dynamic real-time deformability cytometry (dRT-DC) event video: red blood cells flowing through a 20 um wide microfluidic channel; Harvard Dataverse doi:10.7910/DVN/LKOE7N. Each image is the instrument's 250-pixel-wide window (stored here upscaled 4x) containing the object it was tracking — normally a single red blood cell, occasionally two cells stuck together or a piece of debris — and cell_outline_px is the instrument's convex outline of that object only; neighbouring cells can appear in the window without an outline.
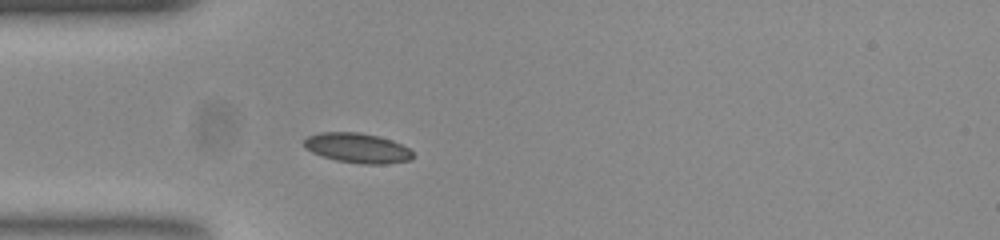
{"species": "common noctule bat (a hibernating species)", "species_latin": "Nyctalus noctula", "temperature_condition": "room temperature", "stored_images_in_passage": 39, "camera_frame_rate_fps": 3000, "um_per_image_px": 0.085, "animal": {"sex": "female", "body_mass_g": 23.0, "forearm_length_mm": 53.4}, "frame": {"image": 1, "passage_image": 1, "time_ms": 0.0, "image_size_px": [1000, 240], "cell_outline_px": [[412, 160], [384, 164], [360, 164], [336, 160], [312, 152], [304, 148], [304, 140], [308, 136], [320, 132], [360, 132], [380, 136], [392, 140], [408, 148], [412, 152]], "centroid_in_image_um": [30.38, 12.57], "position_along_channel_um": 54.6, "area_um2": 18.96}}
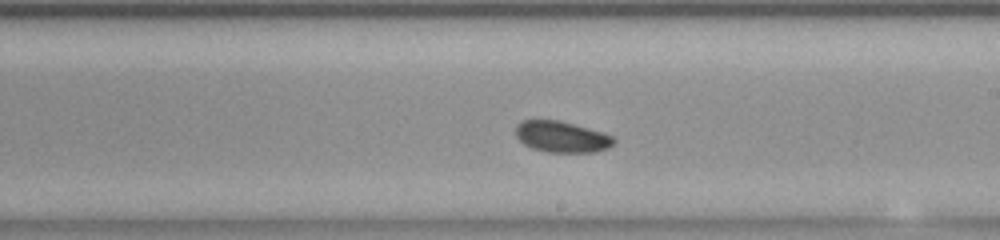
{"frame": {"image": 2, "passage_image": 16, "time_ms": 5.0, "image_size_px": [1000, 240], "cell_outline_px": [[616, 140], [608, 148], [596, 152], [548, 152], [532, 148], [524, 144], [516, 136], [516, 124], [524, 120], [556, 120], [572, 124], [600, 132], [612, 136]], "centroid_in_image_um": [47.72, 11.64], "position_along_channel_um": 241.3, "area_um2": 17.51}}
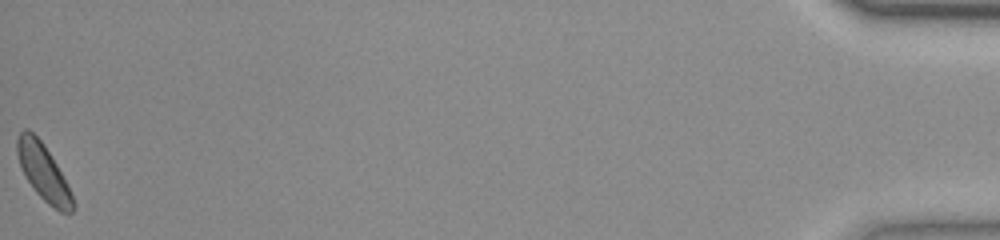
{"frame": {"image": 3, "passage_image": 39, "time_ms": 12.667, "image_size_px": [1000, 240], "cell_outline_px": [[76, 208], [72, 212], [60, 212], [48, 204], [36, 192], [20, 168], [16, 152], [16, 140], [20, 132], [24, 128], [28, 128], [44, 144], [56, 164], [76, 204]], "centroid_in_image_um": [3.66, 14.63], "position_along_channel_um": 431.5, "area_um2": 18.03}, "authors_computed_cell_mechanics": {"area_um2": 17.9758, "velocity_mm_per_s": 3.8434, "shape_relaxation_time_tau1_ms": 1.5895, "shape_relaxation_time_tau2_ms": null, "deformation_change_tau1": 0.0573, "deformation_change_tau2": null}}